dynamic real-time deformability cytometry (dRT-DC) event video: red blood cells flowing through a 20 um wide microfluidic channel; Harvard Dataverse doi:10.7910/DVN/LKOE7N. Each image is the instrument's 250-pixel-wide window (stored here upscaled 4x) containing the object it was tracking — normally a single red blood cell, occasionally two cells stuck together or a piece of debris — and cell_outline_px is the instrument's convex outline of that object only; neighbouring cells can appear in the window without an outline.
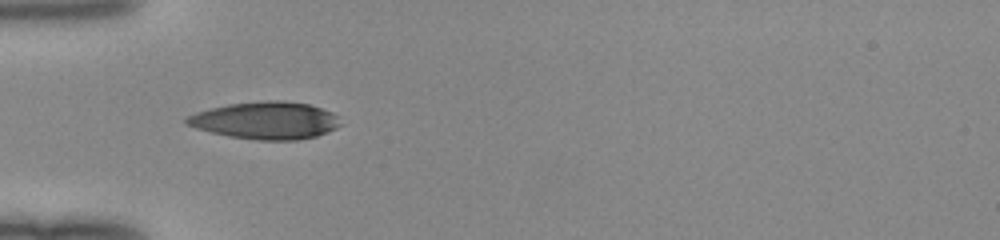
{"species": "human", "species_latin": "Homo sapiens", "temperature_condition": "room temperature", "stored_images_in_passage": 34, "camera_frame_rate_fps": 3000, "um_per_image_px": 0.085, "donor": {"sex": "female"}, "frame": {"image": 1, "passage_image": 1, "time_ms": 0.0, "image_size_px": [1000, 240], "cell_outline_px": [[344, 124], [328, 132], [316, 136], [296, 140], [256, 140], [228, 136], [196, 128], [184, 124], [184, 120], [188, 116], [196, 112], [228, 104], [268, 100], [284, 100], [308, 104], [332, 112], [340, 116]], "centroid_in_image_um": [22.63, 10.24], "position_along_channel_um": 62.4, "area_um2": 33.7}}
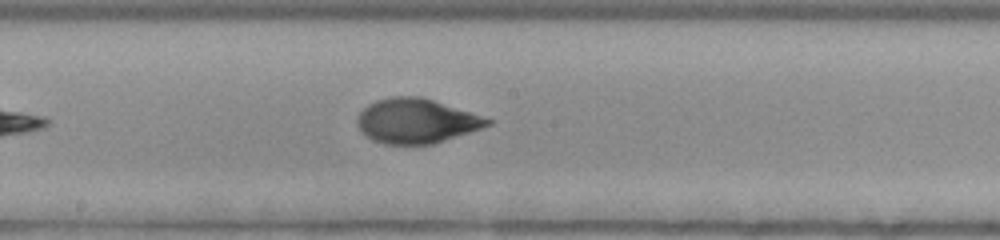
{"frame": {"image": 2, "passage_image": 12, "time_ms": 3.667, "image_size_px": [1000, 240], "cell_outline_px": [[496, 120], [492, 124], [432, 144], [384, 144], [372, 140], [364, 136], [360, 132], [356, 124], [356, 120], [360, 112], [368, 104], [376, 100], [392, 96], [420, 96]], "centroid_in_image_um": [35.34, 10.28], "position_along_channel_um": 212.9, "area_um2": 33.87}}
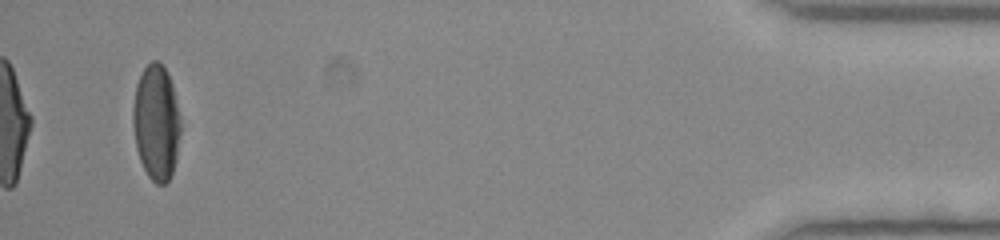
{"frame": {"image": 3, "passage_image": 32, "time_ms": 10.333, "image_size_px": [1000, 240], "cell_outline_px": [[180, 132], [176, 160], [172, 172], [168, 180], [164, 184], [156, 184], [148, 176], [140, 160], [136, 148], [132, 124], [132, 108], [136, 84], [144, 68], [152, 60], [160, 60], [172, 84], [180, 116]], "centroid_in_image_um": [13.27, 10.4], "position_along_channel_um": 421.9, "area_um2": 32.14}}